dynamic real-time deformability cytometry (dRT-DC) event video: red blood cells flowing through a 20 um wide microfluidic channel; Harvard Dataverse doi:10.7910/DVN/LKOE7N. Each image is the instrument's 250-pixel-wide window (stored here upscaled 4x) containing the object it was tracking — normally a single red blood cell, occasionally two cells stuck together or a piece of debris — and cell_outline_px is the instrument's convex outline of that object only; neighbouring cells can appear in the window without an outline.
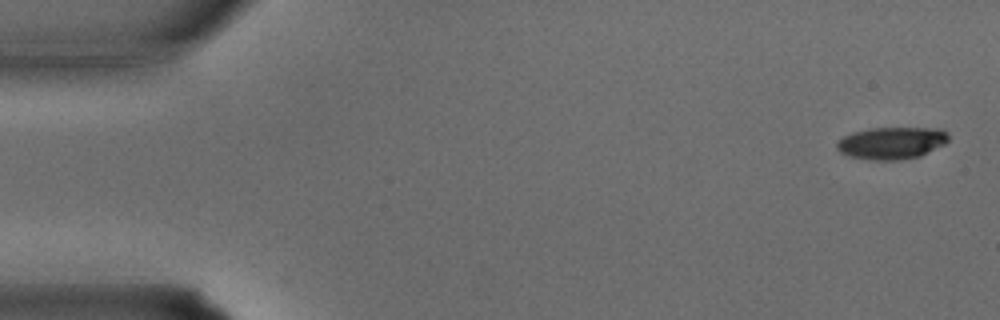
{"species": "common noctule bat (a hibernating species)", "species_latin": "Nyctalus noctula", "temperature_condition": "warm", "stored_images_in_passage": 34, "camera_frame_rate_fps": 3000, "um_per_image_px": 0.085, "animal": {"sex": "male", "body_mass_g": 15.6}, "frame": {"image": 1, "passage_image": 1, "time_ms": 0.0, "image_size_px": [1000, 320], "cell_outline_px": [[948, 140], [944, 144], [920, 156], [896, 160], [868, 160], [852, 156], [840, 152], [836, 148], [836, 140], [852, 132], [868, 128], [940, 128], [948, 132]], "centroid_in_image_um": [75.77, 12.14], "position_along_channel_um": 9.2, "area_um2": 20.98}}
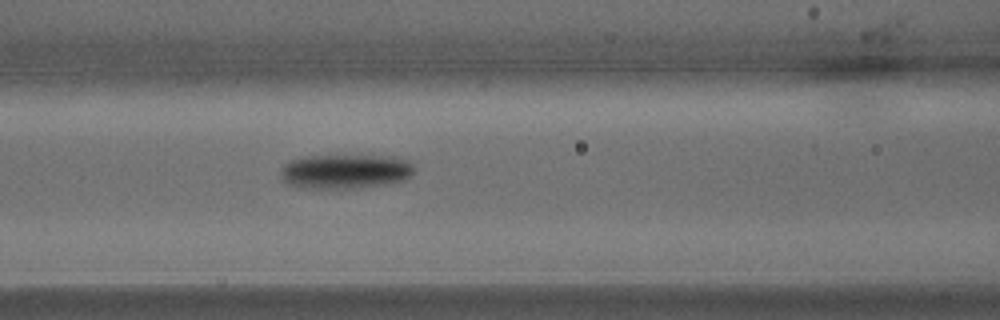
{"frame": {"image": 2, "passage_image": 14, "time_ms": 4.333, "image_size_px": [1000, 320], "cell_outline_px": [[416, 172], [408, 180], [396, 184], [356, 188], [308, 188], [288, 184], [284, 180], [280, 172], [280, 168], [288, 160], [308, 156], [388, 156], [408, 160], [416, 168]], "centroid_in_image_um": [29.44, 14.58], "position_along_channel_um": 137.2, "area_um2": 27.34}}
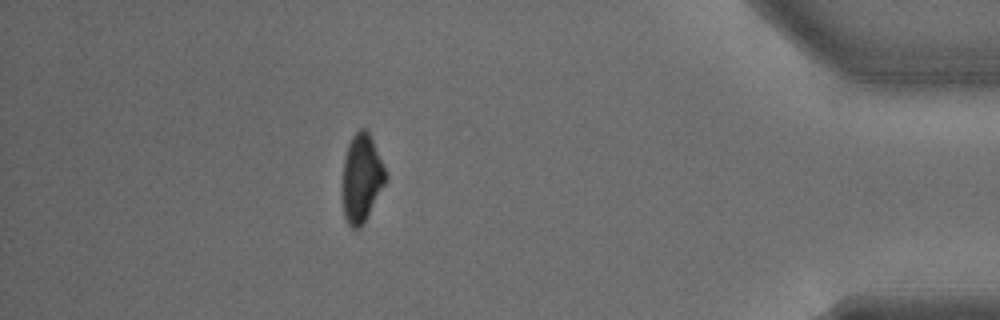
{"frame": {"image": 3, "passage_image": 30, "time_ms": 9.667, "image_size_px": [1000, 320], "cell_outline_px": [[388, 180], [360, 228], [352, 228], [348, 224], [344, 216], [340, 184], [344, 160], [348, 144], [352, 136], [360, 128], [364, 128], [368, 132], [372, 140], [388, 176]], "centroid_in_image_um": [30.7, 15.17], "position_along_channel_um": 404.5, "area_um2": 22.43}}